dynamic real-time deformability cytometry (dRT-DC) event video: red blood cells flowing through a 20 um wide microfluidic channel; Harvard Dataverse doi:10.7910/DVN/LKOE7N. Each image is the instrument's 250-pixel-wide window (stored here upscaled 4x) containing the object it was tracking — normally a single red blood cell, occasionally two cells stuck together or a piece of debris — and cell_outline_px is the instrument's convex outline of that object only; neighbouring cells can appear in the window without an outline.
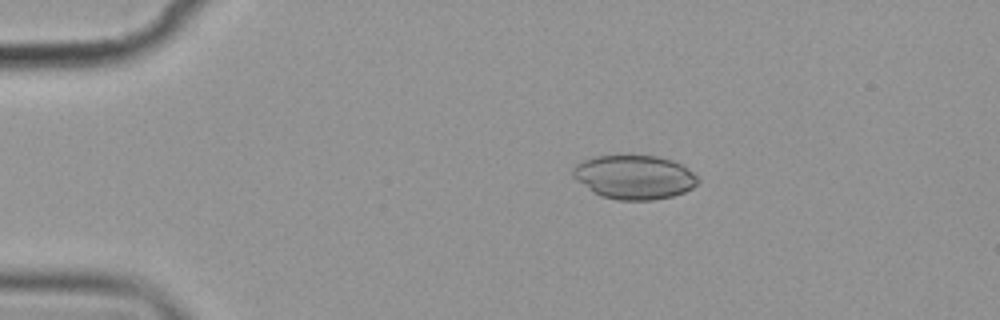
{"species": "common noctule bat (a hibernating species)", "species_latin": "Nyctalus noctula", "temperature_condition": "cold", "stored_images_in_passage": 4, "camera_frame_rate_fps": 3000, "um_per_image_px": 0.085, "animal": {"sex": "female", "body_mass_g": 19.9}, "frame": {"image": 1, "passage_image": 1, "time_ms": 0.0, "image_size_px": [1000, 320], "cell_outline_px": [[700, 180], [692, 188], [684, 192], [672, 196], [652, 200], [616, 200], [600, 196], [592, 192], [576, 180], [572, 176], [572, 168], [576, 164], [584, 160], [596, 156], [656, 156], [672, 160], [688, 168]], "centroid_in_image_um": [53.89, 15.07], "position_along_channel_um": 31.1, "area_um2": 32.02}}
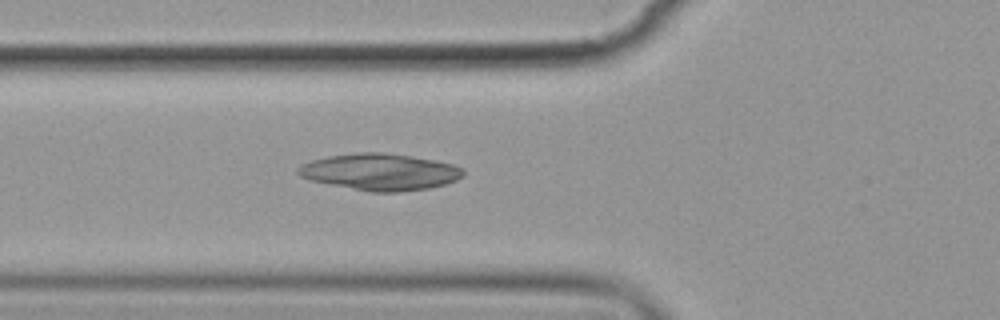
{"frame": {"image": 2, "passage_image": 4, "time_ms": 3.333, "image_size_px": [1000, 320], "cell_outline_px": [[464, 176], [456, 180], [444, 184], [428, 188], [400, 192], [372, 192], [308, 180], [300, 176], [296, 172], [296, 168], [300, 164], [312, 160], [328, 156], [356, 152], [380, 152], [412, 156], [436, 160], [452, 164], [460, 168], [464, 172]], "centroid_in_image_um": [32.26, 14.61], "position_along_channel_um": 93.5, "area_um2": 35.32}}